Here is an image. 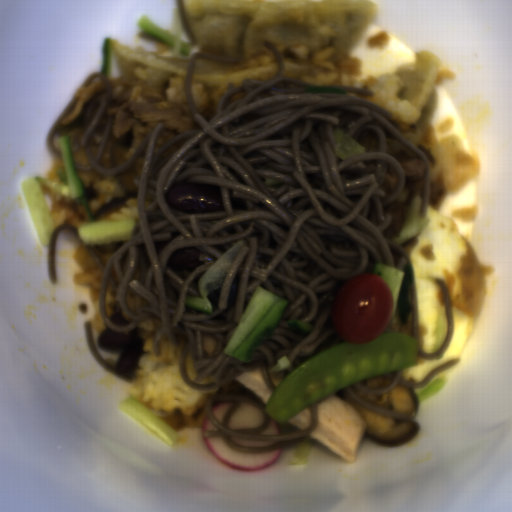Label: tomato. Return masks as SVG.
Wrapping results in <instances>:
<instances>
[{
  "mask_svg": "<svg viewBox=\"0 0 512 512\" xmlns=\"http://www.w3.org/2000/svg\"><path fill=\"white\" fill-rule=\"evenodd\" d=\"M394 296L378 274L351 277L331 301V323L337 334L354 343L374 342L387 329Z\"/></svg>",
  "mask_w": 512,
  "mask_h": 512,
  "instance_id": "obj_1",
  "label": "tomato"
}]
</instances>
